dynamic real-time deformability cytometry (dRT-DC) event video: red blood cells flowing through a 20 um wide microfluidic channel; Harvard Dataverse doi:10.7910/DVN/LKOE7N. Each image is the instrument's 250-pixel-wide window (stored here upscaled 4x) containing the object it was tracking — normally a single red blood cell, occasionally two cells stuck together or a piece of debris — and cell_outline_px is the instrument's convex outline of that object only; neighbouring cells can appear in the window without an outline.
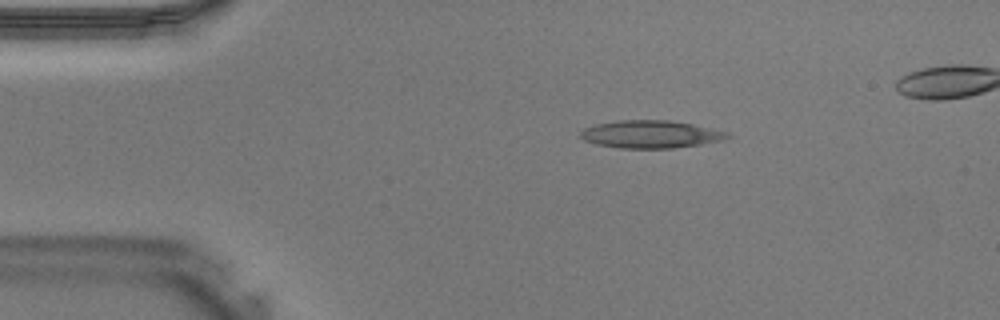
{"species": "Egyptian fruit bat (a non-hibernating species)", "species_latin": "Rousettus aegyptiacus", "temperature_condition": "warm", "stored_images_in_passage": 32, "camera_frame_rate_fps": 3000, "um_per_image_px": 0.085, "animal": {"sex": "male"}, "frame": {"image": 1, "passage_image": 1, "time_ms": 0.0, "image_size_px": [1000, 320], "cell_outline_px": [[732, 136], [720, 140], [700, 144], [672, 148], [620, 148], [596, 144], [584, 140], [580, 136], [580, 132], [584, 128], [596, 124], [616, 120], [668, 120], [692, 124], [728, 132]], "centroid_in_image_um": [55.27, 11.41], "position_along_channel_um": 29.7, "area_um2": 23.52}}
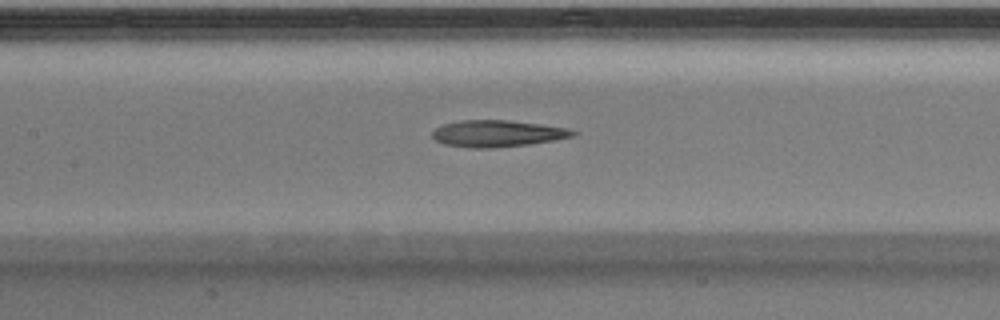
{"frame": {"image": 2, "passage_image": 12, "time_ms": 3.667, "image_size_px": [1000, 320], "cell_outline_px": [[580, 132], [572, 136], [556, 140], [528, 144], [492, 148], [468, 148], [444, 144], [436, 140], [432, 136], [432, 132], [436, 128], [444, 124], [464, 120], [508, 120], [540, 124], [568, 128]], "centroid_in_image_um": [42.3, 11.35], "position_along_channel_um": 165.1, "area_um2": 21.79}}
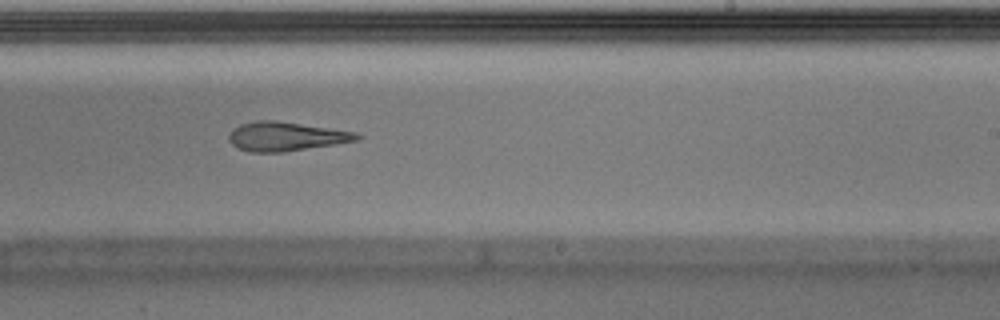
{"frame": {"image": 3, "passage_image": 18, "time_ms": 5.667, "image_size_px": [1000, 320], "cell_outline_px": [[364, 136], [356, 140], [336, 144], [284, 152], [248, 152], [232, 144], [228, 140], [228, 136], [232, 128], [240, 124], [256, 120], [276, 120], [356, 132]], "centroid_in_image_um": [24.28, 11.59], "position_along_channel_um": 264.7, "area_um2": 21.73}}